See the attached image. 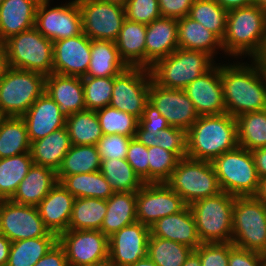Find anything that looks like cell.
<instances>
[{"instance_id": "obj_1", "label": "cell", "mask_w": 266, "mask_h": 266, "mask_svg": "<svg viewBox=\"0 0 266 266\" xmlns=\"http://www.w3.org/2000/svg\"><path fill=\"white\" fill-rule=\"evenodd\" d=\"M220 78L226 113L237 118L266 109V74L254 61L220 65Z\"/></svg>"}, {"instance_id": "obj_2", "label": "cell", "mask_w": 266, "mask_h": 266, "mask_svg": "<svg viewBox=\"0 0 266 266\" xmlns=\"http://www.w3.org/2000/svg\"><path fill=\"white\" fill-rule=\"evenodd\" d=\"M238 145L237 121L228 113L199 116L187 131V157L212 162Z\"/></svg>"}, {"instance_id": "obj_3", "label": "cell", "mask_w": 266, "mask_h": 266, "mask_svg": "<svg viewBox=\"0 0 266 266\" xmlns=\"http://www.w3.org/2000/svg\"><path fill=\"white\" fill-rule=\"evenodd\" d=\"M266 35V11L249 5L228 11L226 33L222 39L224 53L254 58Z\"/></svg>"}, {"instance_id": "obj_4", "label": "cell", "mask_w": 266, "mask_h": 266, "mask_svg": "<svg viewBox=\"0 0 266 266\" xmlns=\"http://www.w3.org/2000/svg\"><path fill=\"white\" fill-rule=\"evenodd\" d=\"M203 51L177 48L157 61L149 70L152 80L161 87L183 90L196 78L211 70L216 63Z\"/></svg>"}, {"instance_id": "obj_5", "label": "cell", "mask_w": 266, "mask_h": 266, "mask_svg": "<svg viewBox=\"0 0 266 266\" xmlns=\"http://www.w3.org/2000/svg\"><path fill=\"white\" fill-rule=\"evenodd\" d=\"M236 196L221 191L195 201L189 207L201 243L232 242L233 205Z\"/></svg>"}, {"instance_id": "obj_6", "label": "cell", "mask_w": 266, "mask_h": 266, "mask_svg": "<svg viewBox=\"0 0 266 266\" xmlns=\"http://www.w3.org/2000/svg\"><path fill=\"white\" fill-rule=\"evenodd\" d=\"M44 74L8 67L0 79V114L22 117L45 93Z\"/></svg>"}, {"instance_id": "obj_7", "label": "cell", "mask_w": 266, "mask_h": 266, "mask_svg": "<svg viewBox=\"0 0 266 266\" xmlns=\"http://www.w3.org/2000/svg\"><path fill=\"white\" fill-rule=\"evenodd\" d=\"M212 164L221 191L236 197L257 193L259 177L251 151L238 146L216 157Z\"/></svg>"}, {"instance_id": "obj_8", "label": "cell", "mask_w": 266, "mask_h": 266, "mask_svg": "<svg viewBox=\"0 0 266 266\" xmlns=\"http://www.w3.org/2000/svg\"><path fill=\"white\" fill-rule=\"evenodd\" d=\"M165 183L183 199L187 206L221 192L212 162L189 157L179 159L176 168Z\"/></svg>"}, {"instance_id": "obj_9", "label": "cell", "mask_w": 266, "mask_h": 266, "mask_svg": "<svg viewBox=\"0 0 266 266\" xmlns=\"http://www.w3.org/2000/svg\"><path fill=\"white\" fill-rule=\"evenodd\" d=\"M8 67L53 73V42L35 27L5 40Z\"/></svg>"}, {"instance_id": "obj_10", "label": "cell", "mask_w": 266, "mask_h": 266, "mask_svg": "<svg viewBox=\"0 0 266 266\" xmlns=\"http://www.w3.org/2000/svg\"><path fill=\"white\" fill-rule=\"evenodd\" d=\"M232 244L266 256V206L254 196L236 197Z\"/></svg>"}, {"instance_id": "obj_11", "label": "cell", "mask_w": 266, "mask_h": 266, "mask_svg": "<svg viewBox=\"0 0 266 266\" xmlns=\"http://www.w3.org/2000/svg\"><path fill=\"white\" fill-rule=\"evenodd\" d=\"M149 69L127 67L119 75L113 77V92L110 106L129 113L140 119L146 103L149 101L150 83Z\"/></svg>"}, {"instance_id": "obj_12", "label": "cell", "mask_w": 266, "mask_h": 266, "mask_svg": "<svg viewBox=\"0 0 266 266\" xmlns=\"http://www.w3.org/2000/svg\"><path fill=\"white\" fill-rule=\"evenodd\" d=\"M50 0H40L35 28L52 42L83 33L82 14L77 0L62 6L49 7Z\"/></svg>"}, {"instance_id": "obj_13", "label": "cell", "mask_w": 266, "mask_h": 266, "mask_svg": "<svg viewBox=\"0 0 266 266\" xmlns=\"http://www.w3.org/2000/svg\"><path fill=\"white\" fill-rule=\"evenodd\" d=\"M0 233L11 242L39 237H58L44 225L36 206L0 200Z\"/></svg>"}, {"instance_id": "obj_14", "label": "cell", "mask_w": 266, "mask_h": 266, "mask_svg": "<svg viewBox=\"0 0 266 266\" xmlns=\"http://www.w3.org/2000/svg\"><path fill=\"white\" fill-rule=\"evenodd\" d=\"M68 266L93 265L108 260L109 237L100 230H67L58 236Z\"/></svg>"}, {"instance_id": "obj_15", "label": "cell", "mask_w": 266, "mask_h": 266, "mask_svg": "<svg viewBox=\"0 0 266 266\" xmlns=\"http://www.w3.org/2000/svg\"><path fill=\"white\" fill-rule=\"evenodd\" d=\"M83 33L91 40L115 42L126 19L125 7L100 0H77Z\"/></svg>"}, {"instance_id": "obj_16", "label": "cell", "mask_w": 266, "mask_h": 266, "mask_svg": "<svg viewBox=\"0 0 266 266\" xmlns=\"http://www.w3.org/2000/svg\"><path fill=\"white\" fill-rule=\"evenodd\" d=\"M186 206L165 182L145 183L137 192V221L150 227L160 218L180 212Z\"/></svg>"}, {"instance_id": "obj_17", "label": "cell", "mask_w": 266, "mask_h": 266, "mask_svg": "<svg viewBox=\"0 0 266 266\" xmlns=\"http://www.w3.org/2000/svg\"><path fill=\"white\" fill-rule=\"evenodd\" d=\"M149 102L158 109L172 127L188 131L198 120L199 115L184 90L164 88L152 80Z\"/></svg>"}, {"instance_id": "obj_18", "label": "cell", "mask_w": 266, "mask_h": 266, "mask_svg": "<svg viewBox=\"0 0 266 266\" xmlns=\"http://www.w3.org/2000/svg\"><path fill=\"white\" fill-rule=\"evenodd\" d=\"M150 227L136 221L109 237L108 260L114 266H129L148 257Z\"/></svg>"}, {"instance_id": "obj_19", "label": "cell", "mask_w": 266, "mask_h": 266, "mask_svg": "<svg viewBox=\"0 0 266 266\" xmlns=\"http://www.w3.org/2000/svg\"><path fill=\"white\" fill-rule=\"evenodd\" d=\"M91 59V39L84 33L53 42V73L84 77Z\"/></svg>"}, {"instance_id": "obj_20", "label": "cell", "mask_w": 266, "mask_h": 266, "mask_svg": "<svg viewBox=\"0 0 266 266\" xmlns=\"http://www.w3.org/2000/svg\"><path fill=\"white\" fill-rule=\"evenodd\" d=\"M217 65L183 89L199 116L226 113L220 65Z\"/></svg>"}, {"instance_id": "obj_21", "label": "cell", "mask_w": 266, "mask_h": 266, "mask_svg": "<svg viewBox=\"0 0 266 266\" xmlns=\"http://www.w3.org/2000/svg\"><path fill=\"white\" fill-rule=\"evenodd\" d=\"M22 118L30 143L65 127L66 124V115L46 92L32 104Z\"/></svg>"}, {"instance_id": "obj_22", "label": "cell", "mask_w": 266, "mask_h": 266, "mask_svg": "<svg viewBox=\"0 0 266 266\" xmlns=\"http://www.w3.org/2000/svg\"><path fill=\"white\" fill-rule=\"evenodd\" d=\"M178 20L160 17L146 25L145 68L166 58L178 48Z\"/></svg>"}, {"instance_id": "obj_23", "label": "cell", "mask_w": 266, "mask_h": 266, "mask_svg": "<svg viewBox=\"0 0 266 266\" xmlns=\"http://www.w3.org/2000/svg\"><path fill=\"white\" fill-rule=\"evenodd\" d=\"M75 197L58 182L36 206L45 227L59 236L68 230Z\"/></svg>"}, {"instance_id": "obj_24", "label": "cell", "mask_w": 266, "mask_h": 266, "mask_svg": "<svg viewBox=\"0 0 266 266\" xmlns=\"http://www.w3.org/2000/svg\"><path fill=\"white\" fill-rule=\"evenodd\" d=\"M151 236L176 241L195 250L200 244L195 219L189 206L165 216L150 226Z\"/></svg>"}, {"instance_id": "obj_25", "label": "cell", "mask_w": 266, "mask_h": 266, "mask_svg": "<svg viewBox=\"0 0 266 266\" xmlns=\"http://www.w3.org/2000/svg\"><path fill=\"white\" fill-rule=\"evenodd\" d=\"M45 92L66 116L86 110L81 77L56 73L47 75Z\"/></svg>"}, {"instance_id": "obj_26", "label": "cell", "mask_w": 266, "mask_h": 266, "mask_svg": "<svg viewBox=\"0 0 266 266\" xmlns=\"http://www.w3.org/2000/svg\"><path fill=\"white\" fill-rule=\"evenodd\" d=\"M40 0H4L0 5V40L29 30L35 26Z\"/></svg>"}, {"instance_id": "obj_27", "label": "cell", "mask_w": 266, "mask_h": 266, "mask_svg": "<svg viewBox=\"0 0 266 266\" xmlns=\"http://www.w3.org/2000/svg\"><path fill=\"white\" fill-rule=\"evenodd\" d=\"M57 183L56 171L33 164L10 200L20 205L37 206Z\"/></svg>"}, {"instance_id": "obj_28", "label": "cell", "mask_w": 266, "mask_h": 266, "mask_svg": "<svg viewBox=\"0 0 266 266\" xmlns=\"http://www.w3.org/2000/svg\"><path fill=\"white\" fill-rule=\"evenodd\" d=\"M72 144L65 127L31 142L30 154L33 164L45 166L57 171Z\"/></svg>"}, {"instance_id": "obj_29", "label": "cell", "mask_w": 266, "mask_h": 266, "mask_svg": "<svg viewBox=\"0 0 266 266\" xmlns=\"http://www.w3.org/2000/svg\"><path fill=\"white\" fill-rule=\"evenodd\" d=\"M145 36V24L125 19L115 44L127 67L145 68Z\"/></svg>"}, {"instance_id": "obj_30", "label": "cell", "mask_w": 266, "mask_h": 266, "mask_svg": "<svg viewBox=\"0 0 266 266\" xmlns=\"http://www.w3.org/2000/svg\"><path fill=\"white\" fill-rule=\"evenodd\" d=\"M107 213L101 225V231L110 237L123 227L137 221V193L135 192H114L106 200Z\"/></svg>"}, {"instance_id": "obj_31", "label": "cell", "mask_w": 266, "mask_h": 266, "mask_svg": "<svg viewBox=\"0 0 266 266\" xmlns=\"http://www.w3.org/2000/svg\"><path fill=\"white\" fill-rule=\"evenodd\" d=\"M178 48L203 51L214 58L217 49L223 50L222 41L201 23L189 16L178 19Z\"/></svg>"}, {"instance_id": "obj_32", "label": "cell", "mask_w": 266, "mask_h": 266, "mask_svg": "<svg viewBox=\"0 0 266 266\" xmlns=\"http://www.w3.org/2000/svg\"><path fill=\"white\" fill-rule=\"evenodd\" d=\"M127 68L121 60L115 42L91 40V59L86 76L115 77Z\"/></svg>"}, {"instance_id": "obj_33", "label": "cell", "mask_w": 266, "mask_h": 266, "mask_svg": "<svg viewBox=\"0 0 266 266\" xmlns=\"http://www.w3.org/2000/svg\"><path fill=\"white\" fill-rule=\"evenodd\" d=\"M58 182L75 198H99L107 200L114 191L100 171L57 176Z\"/></svg>"}, {"instance_id": "obj_34", "label": "cell", "mask_w": 266, "mask_h": 266, "mask_svg": "<svg viewBox=\"0 0 266 266\" xmlns=\"http://www.w3.org/2000/svg\"><path fill=\"white\" fill-rule=\"evenodd\" d=\"M30 145L22 117L0 118V159L29 153Z\"/></svg>"}, {"instance_id": "obj_35", "label": "cell", "mask_w": 266, "mask_h": 266, "mask_svg": "<svg viewBox=\"0 0 266 266\" xmlns=\"http://www.w3.org/2000/svg\"><path fill=\"white\" fill-rule=\"evenodd\" d=\"M107 213L105 199L75 198L69 230H100Z\"/></svg>"}, {"instance_id": "obj_36", "label": "cell", "mask_w": 266, "mask_h": 266, "mask_svg": "<svg viewBox=\"0 0 266 266\" xmlns=\"http://www.w3.org/2000/svg\"><path fill=\"white\" fill-rule=\"evenodd\" d=\"M33 165L31 154L0 159V200H10Z\"/></svg>"}, {"instance_id": "obj_37", "label": "cell", "mask_w": 266, "mask_h": 266, "mask_svg": "<svg viewBox=\"0 0 266 266\" xmlns=\"http://www.w3.org/2000/svg\"><path fill=\"white\" fill-rule=\"evenodd\" d=\"M72 145H97L103 136L96 111L84 110L66 116L65 124Z\"/></svg>"}, {"instance_id": "obj_38", "label": "cell", "mask_w": 266, "mask_h": 266, "mask_svg": "<svg viewBox=\"0 0 266 266\" xmlns=\"http://www.w3.org/2000/svg\"><path fill=\"white\" fill-rule=\"evenodd\" d=\"M101 159L97 145H72L56 171L57 176H71L100 170Z\"/></svg>"}, {"instance_id": "obj_39", "label": "cell", "mask_w": 266, "mask_h": 266, "mask_svg": "<svg viewBox=\"0 0 266 266\" xmlns=\"http://www.w3.org/2000/svg\"><path fill=\"white\" fill-rule=\"evenodd\" d=\"M236 121L239 147L249 151L266 147V109L244 113Z\"/></svg>"}, {"instance_id": "obj_40", "label": "cell", "mask_w": 266, "mask_h": 266, "mask_svg": "<svg viewBox=\"0 0 266 266\" xmlns=\"http://www.w3.org/2000/svg\"><path fill=\"white\" fill-rule=\"evenodd\" d=\"M114 192H135L145 184L126 159L101 160L100 170Z\"/></svg>"}, {"instance_id": "obj_41", "label": "cell", "mask_w": 266, "mask_h": 266, "mask_svg": "<svg viewBox=\"0 0 266 266\" xmlns=\"http://www.w3.org/2000/svg\"><path fill=\"white\" fill-rule=\"evenodd\" d=\"M57 242L58 237H39L12 242L7 266H34Z\"/></svg>"}, {"instance_id": "obj_42", "label": "cell", "mask_w": 266, "mask_h": 266, "mask_svg": "<svg viewBox=\"0 0 266 266\" xmlns=\"http://www.w3.org/2000/svg\"><path fill=\"white\" fill-rule=\"evenodd\" d=\"M192 251V248L176 241L149 237L148 257L157 266H182Z\"/></svg>"}, {"instance_id": "obj_43", "label": "cell", "mask_w": 266, "mask_h": 266, "mask_svg": "<svg viewBox=\"0 0 266 266\" xmlns=\"http://www.w3.org/2000/svg\"><path fill=\"white\" fill-rule=\"evenodd\" d=\"M227 14L228 11L215 0H194L188 16L222 41L226 33Z\"/></svg>"}, {"instance_id": "obj_44", "label": "cell", "mask_w": 266, "mask_h": 266, "mask_svg": "<svg viewBox=\"0 0 266 266\" xmlns=\"http://www.w3.org/2000/svg\"><path fill=\"white\" fill-rule=\"evenodd\" d=\"M103 135L119 134L135 138L139 119L132 114L106 106L96 111Z\"/></svg>"}, {"instance_id": "obj_45", "label": "cell", "mask_w": 266, "mask_h": 266, "mask_svg": "<svg viewBox=\"0 0 266 266\" xmlns=\"http://www.w3.org/2000/svg\"><path fill=\"white\" fill-rule=\"evenodd\" d=\"M86 110L97 111L110 105L113 77H82Z\"/></svg>"}, {"instance_id": "obj_46", "label": "cell", "mask_w": 266, "mask_h": 266, "mask_svg": "<svg viewBox=\"0 0 266 266\" xmlns=\"http://www.w3.org/2000/svg\"><path fill=\"white\" fill-rule=\"evenodd\" d=\"M149 161V183L166 182L176 165L179 158L168 150L160 147H148Z\"/></svg>"}, {"instance_id": "obj_47", "label": "cell", "mask_w": 266, "mask_h": 266, "mask_svg": "<svg viewBox=\"0 0 266 266\" xmlns=\"http://www.w3.org/2000/svg\"><path fill=\"white\" fill-rule=\"evenodd\" d=\"M155 146L173 152L179 159L187 157V131L176 127H167L155 138Z\"/></svg>"}, {"instance_id": "obj_48", "label": "cell", "mask_w": 266, "mask_h": 266, "mask_svg": "<svg viewBox=\"0 0 266 266\" xmlns=\"http://www.w3.org/2000/svg\"><path fill=\"white\" fill-rule=\"evenodd\" d=\"M125 13L128 20L145 25L161 17L158 0H127Z\"/></svg>"}, {"instance_id": "obj_49", "label": "cell", "mask_w": 266, "mask_h": 266, "mask_svg": "<svg viewBox=\"0 0 266 266\" xmlns=\"http://www.w3.org/2000/svg\"><path fill=\"white\" fill-rule=\"evenodd\" d=\"M132 139V137L119 134L103 135L97 143L100 159H126Z\"/></svg>"}, {"instance_id": "obj_50", "label": "cell", "mask_w": 266, "mask_h": 266, "mask_svg": "<svg viewBox=\"0 0 266 266\" xmlns=\"http://www.w3.org/2000/svg\"><path fill=\"white\" fill-rule=\"evenodd\" d=\"M201 259V266H228L229 242L201 243L194 250Z\"/></svg>"}, {"instance_id": "obj_51", "label": "cell", "mask_w": 266, "mask_h": 266, "mask_svg": "<svg viewBox=\"0 0 266 266\" xmlns=\"http://www.w3.org/2000/svg\"><path fill=\"white\" fill-rule=\"evenodd\" d=\"M126 160L144 183H149L148 147L136 138L130 141Z\"/></svg>"}, {"instance_id": "obj_52", "label": "cell", "mask_w": 266, "mask_h": 266, "mask_svg": "<svg viewBox=\"0 0 266 266\" xmlns=\"http://www.w3.org/2000/svg\"><path fill=\"white\" fill-rule=\"evenodd\" d=\"M265 264V255L239 248L229 242L228 266H264Z\"/></svg>"}, {"instance_id": "obj_53", "label": "cell", "mask_w": 266, "mask_h": 266, "mask_svg": "<svg viewBox=\"0 0 266 266\" xmlns=\"http://www.w3.org/2000/svg\"><path fill=\"white\" fill-rule=\"evenodd\" d=\"M167 127H170L167 119L163 117L158 109L148 101L145 105L143 116L139 119L136 131L156 133Z\"/></svg>"}, {"instance_id": "obj_54", "label": "cell", "mask_w": 266, "mask_h": 266, "mask_svg": "<svg viewBox=\"0 0 266 266\" xmlns=\"http://www.w3.org/2000/svg\"><path fill=\"white\" fill-rule=\"evenodd\" d=\"M194 0H158L162 17L181 19L188 16Z\"/></svg>"}, {"instance_id": "obj_55", "label": "cell", "mask_w": 266, "mask_h": 266, "mask_svg": "<svg viewBox=\"0 0 266 266\" xmlns=\"http://www.w3.org/2000/svg\"><path fill=\"white\" fill-rule=\"evenodd\" d=\"M34 266H68L64 248L57 242Z\"/></svg>"}, {"instance_id": "obj_56", "label": "cell", "mask_w": 266, "mask_h": 266, "mask_svg": "<svg viewBox=\"0 0 266 266\" xmlns=\"http://www.w3.org/2000/svg\"><path fill=\"white\" fill-rule=\"evenodd\" d=\"M259 179L266 177V147L251 151Z\"/></svg>"}, {"instance_id": "obj_57", "label": "cell", "mask_w": 266, "mask_h": 266, "mask_svg": "<svg viewBox=\"0 0 266 266\" xmlns=\"http://www.w3.org/2000/svg\"><path fill=\"white\" fill-rule=\"evenodd\" d=\"M11 241L0 233V266H7Z\"/></svg>"}, {"instance_id": "obj_58", "label": "cell", "mask_w": 266, "mask_h": 266, "mask_svg": "<svg viewBox=\"0 0 266 266\" xmlns=\"http://www.w3.org/2000/svg\"><path fill=\"white\" fill-rule=\"evenodd\" d=\"M159 132L151 133L149 131H136L135 138L146 147L155 146V138Z\"/></svg>"}, {"instance_id": "obj_59", "label": "cell", "mask_w": 266, "mask_h": 266, "mask_svg": "<svg viewBox=\"0 0 266 266\" xmlns=\"http://www.w3.org/2000/svg\"><path fill=\"white\" fill-rule=\"evenodd\" d=\"M215 1L227 11L252 5L253 2V0H215Z\"/></svg>"}, {"instance_id": "obj_60", "label": "cell", "mask_w": 266, "mask_h": 266, "mask_svg": "<svg viewBox=\"0 0 266 266\" xmlns=\"http://www.w3.org/2000/svg\"><path fill=\"white\" fill-rule=\"evenodd\" d=\"M251 61H254L264 72L266 71V35L259 52Z\"/></svg>"}, {"instance_id": "obj_61", "label": "cell", "mask_w": 266, "mask_h": 266, "mask_svg": "<svg viewBox=\"0 0 266 266\" xmlns=\"http://www.w3.org/2000/svg\"><path fill=\"white\" fill-rule=\"evenodd\" d=\"M8 68L6 44L5 41L0 40V79L3 77L4 72Z\"/></svg>"}, {"instance_id": "obj_62", "label": "cell", "mask_w": 266, "mask_h": 266, "mask_svg": "<svg viewBox=\"0 0 266 266\" xmlns=\"http://www.w3.org/2000/svg\"><path fill=\"white\" fill-rule=\"evenodd\" d=\"M254 197L266 206V177L259 179V186Z\"/></svg>"}, {"instance_id": "obj_63", "label": "cell", "mask_w": 266, "mask_h": 266, "mask_svg": "<svg viewBox=\"0 0 266 266\" xmlns=\"http://www.w3.org/2000/svg\"><path fill=\"white\" fill-rule=\"evenodd\" d=\"M182 266H201L200 256L193 250Z\"/></svg>"}, {"instance_id": "obj_64", "label": "cell", "mask_w": 266, "mask_h": 266, "mask_svg": "<svg viewBox=\"0 0 266 266\" xmlns=\"http://www.w3.org/2000/svg\"><path fill=\"white\" fill-rule=\"evenodd\" d=\"M129 266H157L149 257L142 258Z\"/></svg>"}, {"instance_id": "obj_65", "label": "cell", "mask_w": 266, "mask_h": 266, "mask_svg": "<svg viewBox=\"0 0 266 266\" xmlns=\"http://www.w3.org/2000/svg\"><path fill=\"white\" fill-rule=\"evenodd\" d=\"M100 1L107 2L110 4L119 5L121 7H125L126 3H127V0H100Z\"/></svg>"}, {"instance_id": "obj_66", "label": "cell", "mask_w": 266, "mask_h": 266, "mask_svg": "<svg viewBox=\"0 0 266 266\" xmlns=\"http://www.w3.org/2000/svg\"><path fill=\"white\" fill-rule=\"evenodd\" d=\"M252 4L266 11V0H253Z\"/></svg>"}, {"instance_id": "obj_67", "label": "cell", "mask_w": 266, "mask_h": 266, "mask_svg": "<svg viewBox=\"0 0 266 266\" xmlns=\"http://www.w3.org/2000/svg\"><path fill=\"white\" fill-rule=\"evenodd\" d=\"M81 266H114L109 260L103 261L98 264H93V265H81Z\"/></svg>"}]
</instances>
